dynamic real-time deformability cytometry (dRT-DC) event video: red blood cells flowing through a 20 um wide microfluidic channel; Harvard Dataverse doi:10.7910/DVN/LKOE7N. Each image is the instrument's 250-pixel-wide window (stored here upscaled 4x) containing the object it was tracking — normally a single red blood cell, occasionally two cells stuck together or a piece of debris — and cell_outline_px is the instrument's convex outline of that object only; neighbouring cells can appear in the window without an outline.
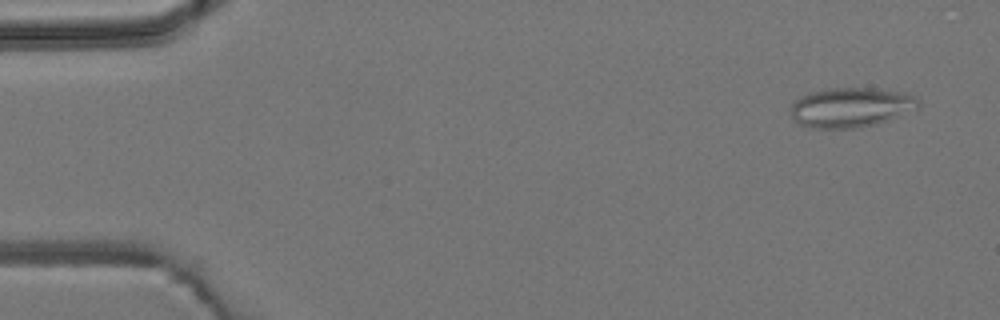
{"species": "common noctule bat (a hibernating species)", "species_latin": "Nyctalus noctula", "temperature_condition": "room temperature", "stored_images_in_passage": 7, "segment_of_instrument_passage": [1, 2], "camera_frame_rate_fps": 3000, "um_per_image_px": 0.085, "animal": {"sex": "male", "body_mass_g": 19.2, "forearm_length_mm": 51.8}, "frame": {"image": 1, "passage_image": 1, "time_ms": 0.0, "image_size_px": [1000, 320], "cell_outline_px": [[920, 108], [876, 124], [860, 128], [812, 128], [800, 124], [792, 116], [792, 104], [796, 100], [808, 92], [828, 88], [872, 88], [904, 92], [920, 100]], "centroid_in_image_um": [72.36, 9.12], "position_along_channel_um": 12.6, "area_um2": 29.54}}
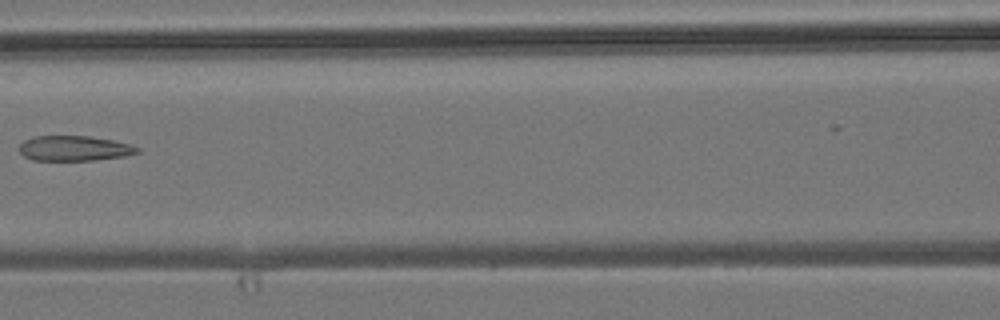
{"frame": {"image": 2, "passage_image": 6, "time_ms": 6.667, "image_size_px": [1000, 320], "cell_outline_px": [[140, 152], [124, 156], [96, 160], [32, 160], [24, 156], [20, 152], [20, 144], [24, 140], [32, 136], [88, 136], [112, 140], [128, 144], [140, 148]], "centroid_in_image_um": [6.3, 12.61], "position_along_channel_um": 160.3, "area_um2": 17.22}}